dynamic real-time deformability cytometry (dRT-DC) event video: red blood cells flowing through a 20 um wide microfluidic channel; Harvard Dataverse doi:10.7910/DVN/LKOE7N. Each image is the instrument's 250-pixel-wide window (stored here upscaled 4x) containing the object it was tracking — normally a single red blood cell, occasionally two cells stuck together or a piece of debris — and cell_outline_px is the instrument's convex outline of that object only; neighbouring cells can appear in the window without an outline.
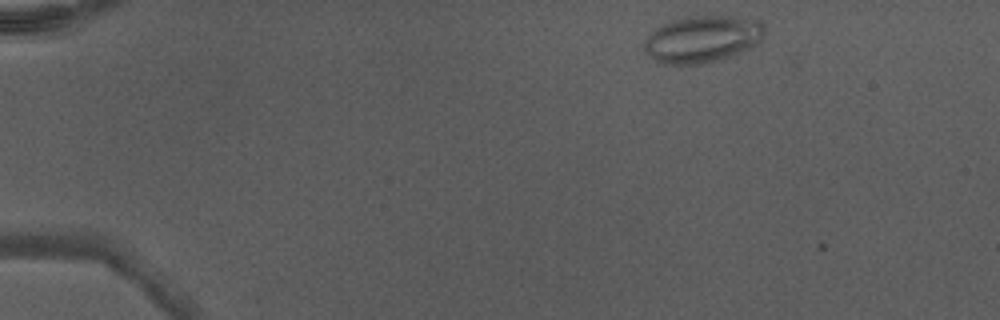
{"species": "Egyptian fruit bat (a non-hibernating species)", "species_latin": "Rousettus aegyptiacus", "temperature_condition": "warm", "stored_images_in_passage": 8, "camera_frame_rate_fps": 3000, "um_per_image_px": 0.085, "animal": {"sex": "male"}, "frame": {"image": 1, "passage_image": 2, "time_ms": 0.333, "image_size_px": [1000, 320], "cell_outline_px": [[764, 36], [756, 44], [740, 52], [716, 60], [696, 64], [664, 64], [656, 60], [644, 48], [644, 40], [656, 28], [672, 20], [688, 16], [724, 16], [760, 20], [764, 24]], "centroid_in_image_um": [59.71, 3.3], "position_along_channel_um": 25.3, "area_um2": 32.31}}